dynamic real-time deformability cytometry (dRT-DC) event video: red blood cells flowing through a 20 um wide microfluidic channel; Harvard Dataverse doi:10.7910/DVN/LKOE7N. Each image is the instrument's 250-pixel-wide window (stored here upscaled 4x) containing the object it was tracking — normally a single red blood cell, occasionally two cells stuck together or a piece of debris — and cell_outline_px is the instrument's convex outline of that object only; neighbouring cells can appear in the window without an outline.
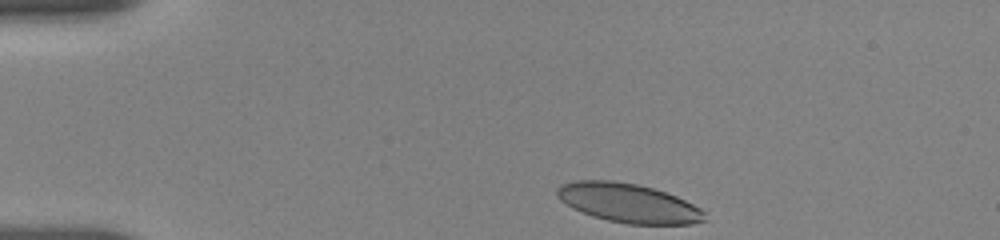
{"species": "human", "species_latin": "Homo sapiens", "temperature_condition": "room temperature", "stored_images_in_passage": 37, "camera_frame_rate_fps": 3000, "um_per_image_px": 0.085, "donor": {"sex": "female"}, "frame": {"image": 1, "passage_image": 1, "time_ms": 0.0, "image_size_px": [1000, 240], "cell_outline_px": [[708, 220], [692, 224], [628, 224], [608, 220], [592, 216], [572, 208], [560, 200], [556, 196], [556, 188], [560, 184], [576, 180], [612, 180], [636, 184], [652, 188], [676, 196], [700, 208], [704, 212]], "centroid_in_image_um": [53.38, 17.26], "position_along_channel_um": 31.6, "area_um2": 33.64}}
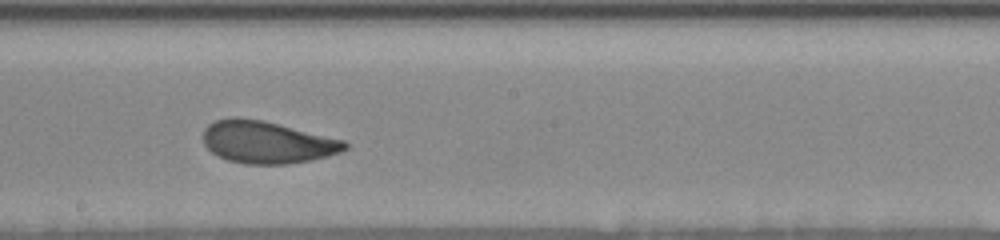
{"frame": {"image": 2, "passage_image": 22, "time_ms": 7.0, "image_size_px": [1000, 240], "cell_outline_px": [[348, 148], [340, 152], [328, 156], [288, 164], [244, 164], [228, 160], [212, 152], [204, 144], [204, 128], [208, 124], [216, 120], [236, 116], [264, 120], [344, 140], [348, 144]], "centroid_in_image_um": [22.69, 12.07], "position_along_channel_um": 225.5, "area_um2": 34.85}}
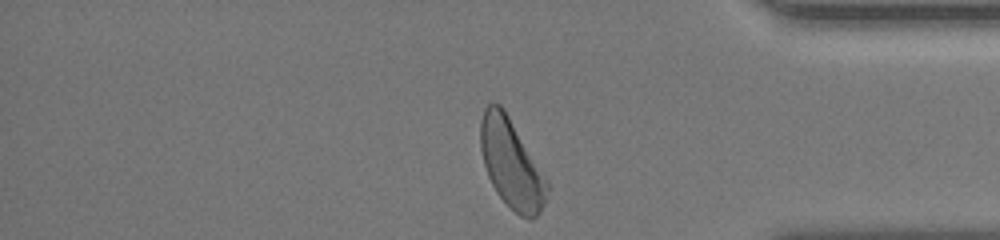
{"frame": {"image": 3, "passage_image": 37, "time_ms": 12.0, "image_size_px": [1000, 240], "cell_outline_px": [[548, 188], [544, 204], [540, 212], [532, 220], [520, 216], [496, 192], [488, 176], [484, 164], [480, 148], [480, 120], [484, 108], [488, 104], [500, 104], [504, 108], [548, 180]], "centroid_in_image_um": [43.46, 13.9], "position_along_channel_um": 391.7, "area_um2": 34.28}, "authors_computed_cell_mechanics": {"area_um2": 34.5644, "velocity_mm_per_s": 3.6469, "shape_relaxation_time_tau1_ms": 3.8531, "shape_relaxation_time_tau2_ms": 1.2088, "deformation_change_tau1": 0.1363, "deformation_change_tau2": 0.0822}}